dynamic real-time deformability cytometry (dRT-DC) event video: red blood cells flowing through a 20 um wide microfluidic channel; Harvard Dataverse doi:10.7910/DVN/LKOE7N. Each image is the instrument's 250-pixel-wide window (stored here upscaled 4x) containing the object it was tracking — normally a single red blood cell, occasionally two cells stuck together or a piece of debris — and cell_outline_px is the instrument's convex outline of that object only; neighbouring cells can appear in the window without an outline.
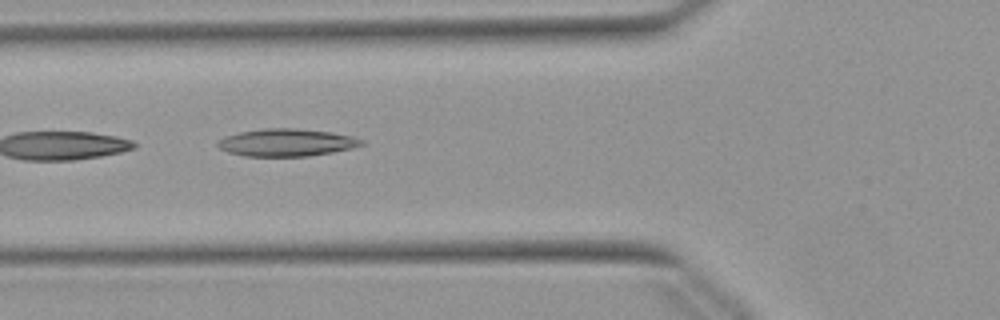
{"species": "Egyptian fruit bat (a non-hibernating species)", "species_latin": "Rousettus aegyptiacus", "temperature_condition": "warm", "stored_images_in_passage": 22, "camera_frame_rate_fps": 3000, "um_per_image_px": 0.085, "animal": {"sex": "female"}, "frame": {"image": 1, "passage_image": 18, "time_ms": 5.667, "image_size_px": [1000, 320], "cell_outline_px": [[364, 144], [352, 148], [332, 152], [308, 156], [244, 156], [228, 152], [220, 148], [216, 144], [216, 140], [224, 136], [240, 132], [264, 128], [296, 128], [332, 132], [352, 136], [364, 140]], "centroid_in_image_um": [24.34, 12.11], "position_along_channel_um": 101.5, "area_um2": 23.12}}